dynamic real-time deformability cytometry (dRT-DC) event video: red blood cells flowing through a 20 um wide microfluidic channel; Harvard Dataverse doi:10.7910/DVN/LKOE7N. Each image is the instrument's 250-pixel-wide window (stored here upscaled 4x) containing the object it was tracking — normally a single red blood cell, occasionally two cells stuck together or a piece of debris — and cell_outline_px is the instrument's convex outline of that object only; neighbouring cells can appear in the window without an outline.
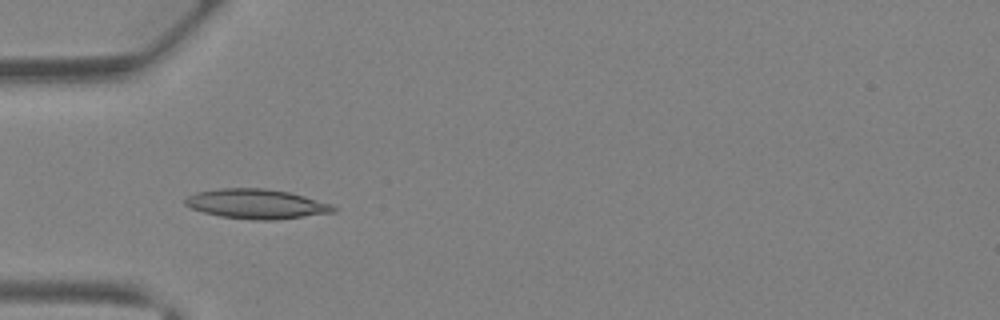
{"species": "Egyptian fruit bat (a non-hibernating species)", "species_latin": "Rousettus aegyptiacus", "temperature_condition": "warm", "stored_images_in_passage": 41, "camera_frame_rate_fps": 3000, "um_per_image_px": 0.085, "animal": {"sex": "female"}, "frame": {"image": 1, "passage_image": 14, "time_ms": 4.333, "image_size_px": [1000, 320], "cell_outline_px": [[336, 212], [272, 220], [252, 220], [220, 216], [204, 212], [192, 208], [184, 204], [184, 200], [188, 196], [196, 192], [216, 188], [264, 188], [288, 192], [304, 196], [332, 204], [336, 208]], "centroid_in_image_um": [21.78, 17.33], "position_along_channel_um": 63.2, "area_um2": 25.55}}
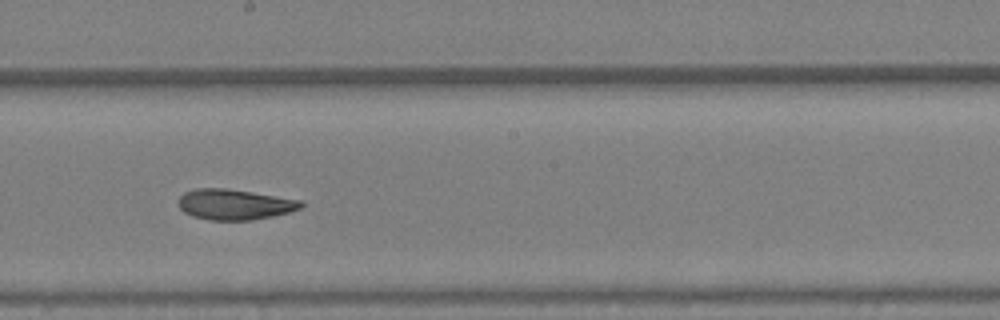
{"frame": {"image": 2, "passage_image": 24, "time_ms": 7.667, "image_size_px": [1000, 320], "cell_outline_px": [[304, 204], [300, 208], [288, 212], [272, 216], [252, 220], [208, 220], [192, 216], [184, 212], [180, 208], [180, 196], [184, 192], [196, 188], [224, 188], [252, 192], [304, 200]], "centroid_in_image_um": [19.95, 17.37], "position_along_channel_um": 228.2, "area_um2": 21.79}}
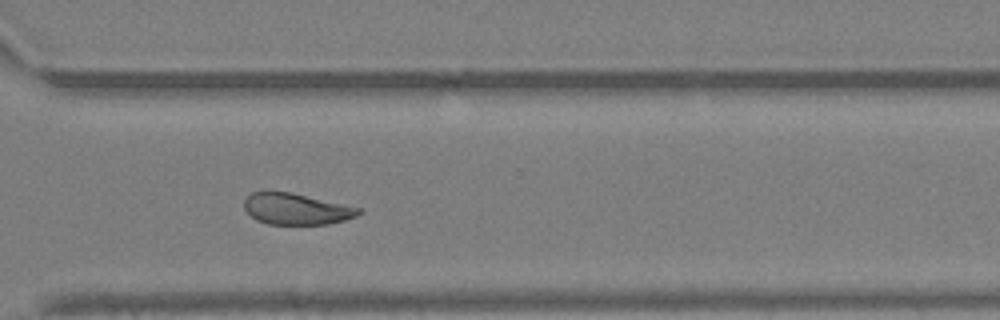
{"frame": {"image": 3, "passage_image": 31, "time_ms": 10.0, "image_size_px": [1000, 320], "cell_outline_px": [[364, 212], [356, 216], [344, 220], [328, 224], [268, 224], [256, 220], [244, 208], [244, 200], [252, 192], [264, 188], [268, 188], [288, 192], [364, 208]], "centroid_in_image_um": [25.17, 17.73], "position_along_channel_um": 345.4, "area_um2": 21.33}}